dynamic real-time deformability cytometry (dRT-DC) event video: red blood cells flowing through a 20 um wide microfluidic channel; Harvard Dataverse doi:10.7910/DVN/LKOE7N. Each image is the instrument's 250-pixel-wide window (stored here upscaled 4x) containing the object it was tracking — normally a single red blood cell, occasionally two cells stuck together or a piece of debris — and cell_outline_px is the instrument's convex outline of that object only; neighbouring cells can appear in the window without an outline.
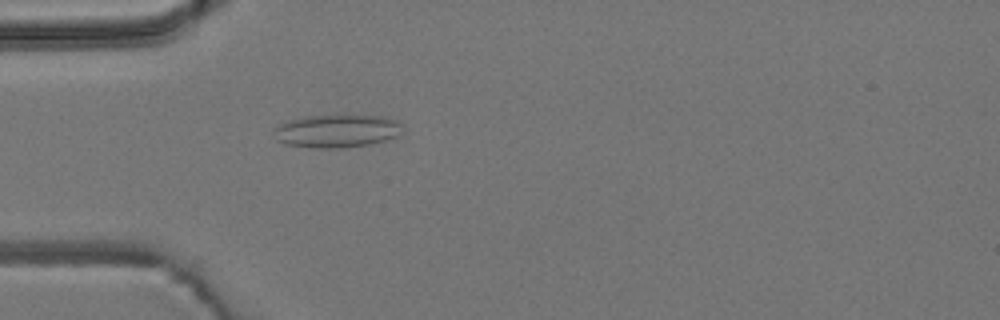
{"species": "common noctule bat (a hibernating species)", "species_latin": "Nyctalus noctula", "temperature_condition": "room temperature", "stored_images_in_passage": 54, "camera_frame_rate_fps": 3000, "um_per_image_px": 0.085, "animal": {"sex": "male", "body_mass_g": 19.2, "forearm_length_mm": 51.8}, "frame": {"image": 1, "passage_image": 16, "time_ms": 5.0, "image_size_px": [1000, 320], "cell_outline_px": [[400, 132], [396, 136], [384, 140], [368, 144], [340, 148], [316, 148], [284, 144], [276, 140], [272, 128], [288, 120], [304, 116], [384, 116], [396, 120], [400, 124]], "centroid_in_image_um": [28.55, 11.14], "position_along_channel_um": 56.5, "area_um2": 24.51}}
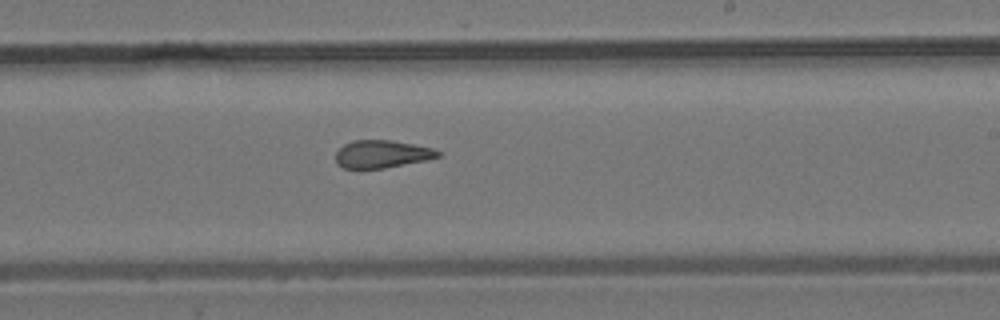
{"frame": {"image": 2, "passage_image": 32, "time_ms": 10.333, "image_size_px": [1000, 320], "cell_outline_px": [[440, 156], [428, 160], [384, 168], [344, 168], [336, 164], [336, 152], [344, 144], [352, 140], [392, 140], [432, 148], [440, 152]], "centroid_in_image_um": [32.45, 13.09], "position_along_channel_um": 256.6, "area_um2": 16.47}}
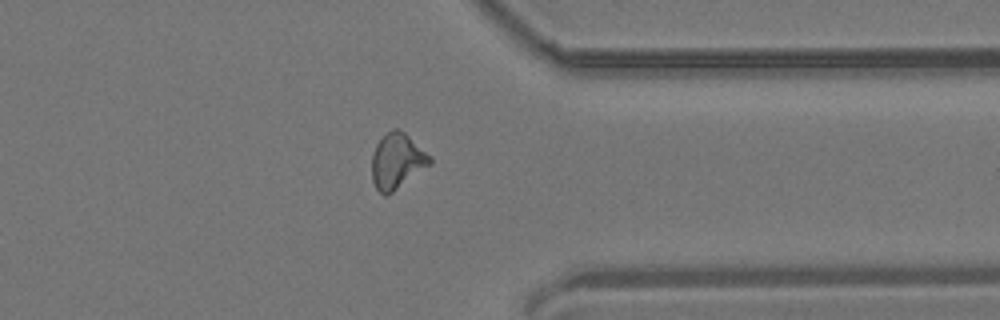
{"frame": {"image": 3, "passage_image": 42, "time_ms": 13.667, "image_size_px": [1000, 320], "cell_outline_px": [[432, 164], [388, 196], [384, 196], [376, 188], [372, 180], [372, 152], [376, 144], [392, 128], [400, 128], [432, 156]], "centroid_in_image_um": [33.77, 13.7], "position_along_channel_um": 377.6, "area_um2": 19.07}, "authors_computed_cell_mechanics": {"area_um2": 17.8891, "velocity_mm_per_s": 3.8315, "shape_relaxation_time_tau1_ms": null, "shape_relaxation_time_tau2_ms": 1.5801, "deformation_change_tau1": null, "deformation_change_tau2": 0.0891}}